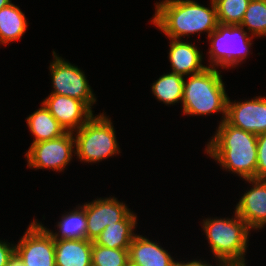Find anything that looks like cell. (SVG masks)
<instances>
[{"label":"cell","mask_w":266,"mask_h":266,"mask_svg":"<svg viewBox=\"0 0 266 266\" xmlns=\"http://www.w3.org/2000/svg\"><path fill=\"white\" fill-rule=\"evenodd\" d=\"M240 25L254 37L266 36V0H250Z\"/></svg>","instance_id":"cell-22"},{"label":"cell","mask_w":266,"mask_h":266,"mask_svg":"<svg viewBox=\"0 0 266 266\" xmlns=\"http://www.w3.org/2000/svg\"><path fill=\"white\" fill-rule=\"evenodd\" d=\"M256 179H266V133L257 135Z\"/></svg>","instance_id":"cell-25"},{"label":"cell","mask_w":266,"mask_h":266,"mask_svg":"<svg viewBox=\"0 0 266 266\" xmlns=\"http://www.w3.org/2000/svg\"><path fill=\"white\" fill-rule=\"evenodd\" d=\"M73 132H66L59 138L31 144L25 156L27 167L64 171L75 154Z\"/></svg>","instance_id":"cell-8"},{"label":"cell","mask_w":266,"mask_h":266,"mask_svg":"<svg viewBox=\"0 0 266 266\" xmlns=\"http://www.w3.org/2000/svg\"><path fill=\"white\" fill-rule=\"evenodd\" d=\"M14 254L15 245L0 240V266H8V263Z\"/></svg>","instance_id":"cell-26"},{"label":"cell","mask_w":266,"mask_h":266,"mask_svg":"<svg viewBox=\"0 0 266 266\" xmlns=\"http://www.w3.org/2000/svg\"><path fill=\"white\" fill-rule=\"evenodd\" d=\"M184 76L177 73L161 75L151 86V90L160 102L166 105L182 103Z\"/></svg>","instance_id":"cell-21"},{"label":"cell","mask_w":266,"mask_h":266,"mask_svg":"<svg viewBox=\"0 0 266 266\" xmlns=\"http://www.w3.org/2000/svg\"><path fill=\"white\" fill-rule=\"evenodd\" d=\"M252 188L244 193L235 207V212L250 229H261L266 225V179H245Z\"/></svg>","instance_id":"cell-13"},{"label":"cell","mask_w":266,"mask_h":266,"mask_svg":"<svg viewBox=\"0 0 266 266\" xmlns=\"http://www.w3.org/2000/svg\"><path fill=\"white\" fill-rule=\"evenodd\" d=\"M205 152L226 171L245 179H256L257 135L230 125L219 123Z\"/></svg>","instance_id":"cell-1"},{"label":"cell","mask_w":266,"mask_h":266,"mask_svg":"<svg viewBox=\"0 0 266 266\" xmlns=\"http://www.w3.org/2000/svg\"><path fill=\"white\" fill-rule=\"evenodd\" d=\"M220 70L207 67L201 73L184 78L182 111L184 115H208L222 113L226 119L228 95L222 81Z\"/></svg>","instance_id":"cell-3"},{"label":"cell","mask_w":266,"mask_h":266,"mask_svg":"<svg viewBox=\"0 0 266 266\" xmlns=\"http://www.w3.org/2000/svg\"><path fill=\"white\" fill-rule=\"evenodd\" d=\"M10 3H11V0H0V9L9 5Z\"/></svg>","instance_id":"cell-29"},{"label":"cell","mask_w":266,"mask_h":266,"mask_svg":"<svg viewBox=\"0 0 266 266\" xmlns=\"http://www.w3.org/2000/svg\"><path fill=\"white\" fill-rule=\"evenodd\" d=\"M137 224V215L131 211L122 221L108 225L93 242L111 249H129L136 236L133 232Z\"/></svg>","instance_id":"cell-17"},{"label":"cell","mask_w":266,"mask_h":266,"mask_svg":"<svg viewBox=\"0 0 266 266\" xmlns=\"http://www.w3.org/2000/svg\"><path fill=\"white\" fill-rule=\"evenodd\" d=\"M27 20L21 9L12 2L0 9V43L19 40L27 30Z\"/></svg>","instance_id":"cell-19"},{"label":"cell","mask_w":266,"mask_h":266,"mask_svg":"<svg viewBox=\"0 0 266 266\" xmlns=\"http://www.w3.org/2000/svg\"><path fill=\"white\" fill-rule=\"evenodd\" d=\"M86 239L94 242L106 226L122 221L131 210L114 197L98 198L85 203Z\"/></svg>","instance_id":"cell-10"},{"label":"cell","mask_w":266,"mask_h":266,"mask_svg":"<svg viewBox=\"0 0 266 266\" xmlns=\"http://www.w3.org/2000/svg\"><path fill=\"white\" fill-rule=\"evenodd\" d=\"M218 23L241 24L250 0H213Z\"/></svg>","instance_id":"cell-23"},{"label":"cell","mask_w":266,"mask_h":266,"mask_svg":"<svg viewBox=\"0 0 266 266\" xmlns=\"http://www.w3.org/2000/svg\"><path fill=\"white\" fill-rule=\"evenodd\" d=\"M15 253L25 266H56L54 239L36 219L15 244Z\"/></svg>","instance_id":"cell-9"},{"label":"cell","mask_w":266,"mask_h":266,"mask_svg":"<svg viewBox=\"0 0 266 266\" xmlns=\"http://www.w3.org/2000/svg\"><path fill=\"white\" fill-rule=\"evenodd\" d=\"M240 24L229 25L218 23L217 28L208 36L211 42L208 53L210 65L225 68L236 67L245 58L251 49L252 38Z\"/></svg>","instance_id":"cell-6"},{"label":"cell","mask_w":266,"mask_h":266,"mask_svg":"<svg viewBox=\"0 0 266 266\" xmlns=\"http://www.w3.org/2000/svg\"><path fill=\"white\" fill-rule=\"evenodd\" d=\"M129 262L128 249H111L92 243V263L99 266H126Z\"/></svg>","instance_id":"cell-24"},{"label":"cell","mask_w":266,"mask_h":266,"mask_svg":"<svg viewBox=\"0 0 266 266\" xmlns=\"http://www.w3.org/2000/svg\"><path fill=\"white\" fill-rule=\"evenodd\" d=\"M126 266H138V265H135L134 263H131L130 261L128 262V264Z\"/></svg>","instance_id":"cell-31"},{"label":"cell","mask_w":266,"mask_h":266,"mask_svg":"<svg viewBox=\"0 0 266 266\" xmlns=\"http://www.w3.org/2000/svg\"><path fill=\"white\" fill-rule=\"evenodd\" d=\"M9 266H25L21 258L15 253L14 256L10 259Z\"/></svg>","instance_id":"cell-28"},{"label":"cell","mask_w":266,"mask_h":266,"mask_svg":"<svg viewBox=\"0 0 266 266\" xmlns=\"http://www.w3.org/2000/svg\"><path fill=\"white\" fill-rule=\"evenodd\" d=\"M57 226L59 232L56 233L44 227L53 239H86L87 220L85 204L62 215Z\"/></svg>","instance_id":"cell-20"},{"label":"cell","mask_w":266,"mask_h":266,"mask_svg":"<svg viewBox=\"0 0 266 266\" xmlns=\"http://www.w3.org/2000/svg\"><path fill=\"white\" fill-rule=\"evenodd\" d=\"M169 61L172 72L182 76H189L201 73L208 66L202 65L203 56L197 46L181 39H169Z\"/></svg>","instance_id":"cell-14"},{"label":"cell","mask_w":266,"mask_h":266,"mask_svg":"<svg viewBox=\"0 0 266 266\" xmlns=\"http://www.w3.org/2000/svg\"><path fill=\"white\" fill-rule=\"evenodd\" d=\"M230 125L255 135L266 133V97L231 102L228 97L226 119Z\"/></svg>","instance_id":"cell-11"},{"label":"cell","mask_w":266,"mask_h":266,"mask_svg":"<svg viewBox=\"0 0 266 266\" xmlns=\"http://www.w3.org/2000/svg\"><path fill=\"white\" fill-rule=\"evenodd\" d=\"M129 261L138 266H173L174 258L158 243L137 235L129 246Z\"/></svg>","instance_id":"cell-15"},{"label":"cell","mask_w":266,"mask_h":266,"mask_svg":"<svg viewBox=\"0 0 266 266\" xmlns=\"http://www.w3.org/2000/svg\"><path fill=\"white\" fill-rule=\"evenodd\" d=\"M234 213V218L203 219L202 227L216 261L220 259L228 266H246L245 253L251 229Z\"/></svg>","instance_id":"cell-4"},{"label":"cell","mask_w":266,"mask_h":266,"mask_svg":"<svg viewBox=\"0 0 266 266\" xmlns=\"http://www.w3.org/2000/svg\"><path fill=\"white\" fill-rule=\"evenodd\" d=\"M42 104L66 132L78 130L94 116L85 102L64 95L50 94Z\"/></svg>","instance_id":"cell-12"},{"label":"cell","mask_w":266,"mask_h":266,"mask_svg":"<svg viewBox=\"0 0 266 266\" xmlns=\"http://www.w3.org/2000/svg\"><path fill=\"white\" fill-rule=\"evenodd\" d=\"M173 266H184V261H176Z\"/></svg>","instance_id":"cell-30"},{"label":"cell","mask_w":266,"mask_h":266,"mask_svg":"<svg viewBox=\"0 0 266 266\" xmlns=\"http://www.w3.org/2000/svg\"><path fill=\"white\" fill-rule=\"evenodd\" d=\"M74 132V156L81 162L96 163L121 153L112 120L104 112L93 116Z\"/></svg>","instance_id":"cell-5"},{"label":"cell","mask_w":266,"mask_h":266,"mask_svg":"<svg viewBox=\"0 0 266 266\" xmlns=\"http://www.w3.org/2000/svg\"><path fill=\"white\" fill-rule=\"evenodd\" d=\"M30 132L34 135L32 144L53 140L61 137L66 130L50 114V111L41 104V107L26 119Z\"/></svg>","instance_id":"cell-18"},{"label":"cell","mask_w":266,"mask_h":266,"mask_svg":"<svg viewBox=\"0 0 266 266\" xmlns=\"http://www.w3.org/2000/svg\"><path fill=\"white\" fill-rule=\"evenodd\" d=\"M52 53L54 59L50 63L49 70L51 71L50 75L54 89L50 94H59L78 99L85 102L92 109L97 99L84 72L74 64L58 56L55 51Z\"/></svg>","instance_id":"cell-7"},{"label":"cell","mask_w":266,"mask_h":266,"mask_svg":"<svg viewBox=\"0 0 266 266\" xmlns=\"http://www.w3.org/2000/svg\"><path fill=\"white\" fill-rule=\"evenodd\" d=\"M56 266H91L92 241L54 239Z\"/></svg>","instance_id":"cell-16"},{"label":"cell","mask_w":266,"mask_h":266,"mask_svg":"<svg viewBox=\"0 0 266 266\" xmlns=\"http://www.w3.org/2000/svg\"><path fill=\"white\" fill-rule=\"evenodd\" d=\"M210 4L208 8L193 0H162L156 4L155 15L150 21L169 39L202 32L209 36L218 25L214 1Z\"/></svg>","instance_id":"cell-2"},{"label":"cell","mask_w":266,"mask_h":266,"mask_svg":"<svg viewBox=\"0 0 266 266\" xmlns=\"http://www.w3.org/2000/svg\"><path fill=\"white\" fill-rule=\"evenodd\" d=\"M217 266H228L224 261L217 259ZM184 266H212L209 263H206L205 261L202 262L201 260H192L190 262H184Z\"/></svg>","instance_id":"cell-27"}]
</instances>
